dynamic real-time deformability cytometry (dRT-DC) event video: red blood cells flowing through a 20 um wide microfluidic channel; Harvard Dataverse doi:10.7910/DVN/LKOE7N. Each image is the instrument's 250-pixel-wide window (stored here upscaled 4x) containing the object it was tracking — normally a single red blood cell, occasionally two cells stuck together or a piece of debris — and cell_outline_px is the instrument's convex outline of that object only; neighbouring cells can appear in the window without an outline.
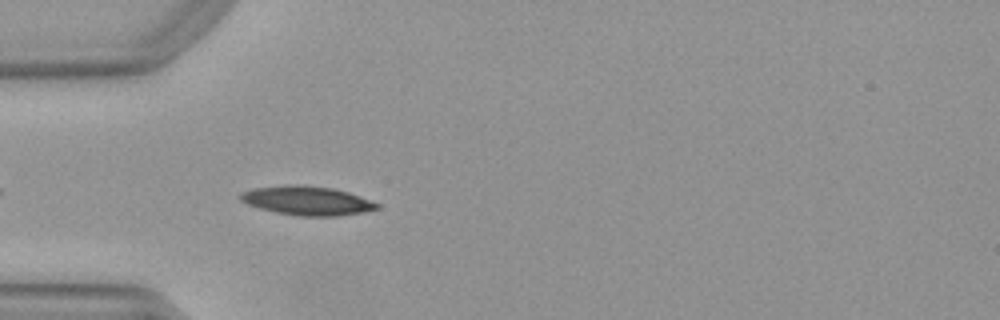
{"species": "Egyptian fruit bat (a non-hibernating species)", "species_latin": "Rousettus aegyptiacus", "temperature_condition": "warm", "stored_images_in_passage": 6, "camera_frame_rate_fps": 3000, "um_per_image_px": 0.085, "animal": {"sex": "female"}, "frame": {"image": 1, "passage_image": 2, "time_ms": 0.333, "image_size_px": [1000, 320], "cell_outline_px": [[380, 208], [360, 212], [336, 216], [300, 216], [276, 212], [260, 208], [248, 204], [240, 200], [240, 192], [252, 188], [284, 184], [304, 184], [332, 188], [348, 192], [360, 196], [380, 204]], "centroid_in_image_um": [26.07, 17.03], "position_along_channel_um": 58.9, "area_um2": 23.18}}
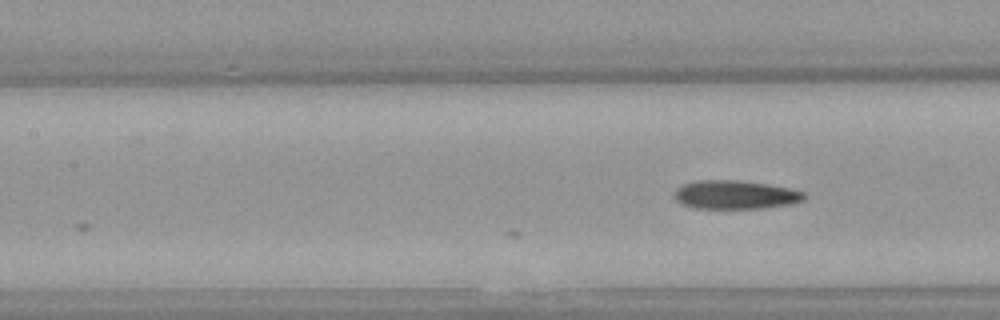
{"frame": {"image": 2, "passage_image": 6, "time_ms": 1.667, "image_size_px": [1000, 320], "cell_outline_px": [[808, 196], [804, 200], [792, 204], [760, 208], [696, 208], [680, 204], [676, 200], [676, 188], [684, 184], [696, 180], [736, 180], [768, 184], [788, 188], [804, 192]], "centroid_in_image_um": [62.52, 16.55], "position_along_channel_um": 144.9, "area_um2": 21.62}}